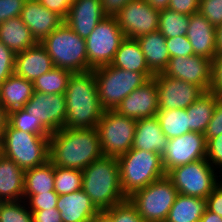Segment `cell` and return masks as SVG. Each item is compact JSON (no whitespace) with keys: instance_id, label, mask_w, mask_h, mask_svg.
<instances>
[{"instance_id":"obj_1","label":"cell","mask_w":222,"mask_h":222,"mask_svg":"<svg viewBox=\"0 0 222 222\" xmlns=\"http://www.w3.org/2000/svg\"><path fill=\"white\" fill-rule=\"evenodd\" d=\"M103 156L96 128H63L49 137V161L54 166L83 170Z\"/></svg>"},{"instance_id":"obj_2","label":"cell","mask_w":222,"mask_h":222,"mask_svg":"<svg viewBox=\"0 0 222 222\" xmlns=\"http://www.w3.org/2000/svg\"><path fill=\"white\" fill-rule=\"evenodd\" d=\"M65 128H96L104 109L102 108L94 69L72 73L65 91Z\"/></svg>"},{"instance_id":"obj_3","label":"cell","mask_w":222,"mask_h":222,"mask_svg":"<svg viewBox=\"0 0 222 222\" xmlns=\"http://www.w3.org/2000/svg\"><path fill=\"white\" fill-rule=\"evenodd\" d=\"M82 190L99 211H106L127 198L122 192L118 159L105 157L82 170Z\"/></svg>"},{"instance_id":"obj_4","label":"cell","mask_w":222,"mask_h":222,"mask_svg":"<svg viewBox=\"0 0 222 222\" xmlns=\"http://www.w3.org/2000/svg\"><path fill=\"white\" fill-rule=\"evenodd\" d=\"M50 135H38L13 128L7 123L0 140V153L24 171L49 160Z\"/></svg>"},{"instance_id":"obj_5","label":"cell","mask_w":222,"mask_h":222,"mask_svg":"<svg viewBox=\"0 0 222 222\" xmlns=\"http://www.w3.org/2000/svg\"><path fill=\"white\" fill-rule=\"evenodd\" d=\"M117 159L122 192L126 198L166 175L159 153L132 148Z\"/></svg>"},{"instance_id":"obj_6","label":"cell","mask_w":222,"mask_h":222,"mask_svg":"<svg viewBox=\"0 0 222 222\" xmlns=\"http://www.w3.org/2000/svg\"><path fill=\"white\" fill-rule=\"evenodd\" d=\"M52 59L54 67L84 72L93 68L88 63L86 41L63 22L40 42Z\"/></svg>"},{"instance_id":"obj_7","label":"cell","mask_w":222,"mask_h":222,"mask_svg":"<svg viewBox=\"0 0 222 222\" xmlns=\"http://www.w3.org/2000/svg\"><path fill=\"white\" fill-rule=\"evenodd\" d=\"M99 101L104 110H115L133 90L149 78L142 72H132L110 65L94 69Z\"/></svg>"},{"instance_id":"obj_8","label":"cell","mask_w":222,"mask_h":222,"mask_svg":"<svg viewBox=\"0 0 222 222\" xmlns=\"http://www.w3.org/2000/svg\"><path fill=\"white\" fill-rule=\"evenodd\" d=\"M177 195L172 180L165 175L136 191L128 199L144 222H165Z\"/></svg>"},{"instance_id":"obj_9","label":"cell","mask_w":222,"mask_h":222,"mask_svg":"<svg viewBox=\"0 0 222 222\" xmlns=\"http://www.w3.org/2000/svg\"><path fill=\"white\" fill-rule=\"evenodd\" d=\"M137 120L104 110L96 129L105 157L118 158L132 149Z\"/></svg>"},{"instance_id":"obj_10","label":"cell","mask_w":222,"mask_h":222,"mask_svg":"<svg viewBox=\"0 0 222 222\" xmlns=\"http://www.w3.org/2000/svg\"><path fill=\"white\" fill-rule=\"evenodd\" d=\"M215 171L205 158L177 166L166 175L172 180L178 193L206 199L221 183V176Z\"/></svg>"},{"instance_id":"obj_11","label":"cell","mask_w":222,"mask_h":222,"mask_svg":"<svg viewBox=\"0 0 222 222\" xmlns=\"http://www.w3.org/2000/svg\"><path fill=\"white\" fill-rule=\"evenodd\" d=\"M124 39L117 18L106 16L85 39L89 65L93 69L110 65Z\"/></svg>"},{"instance_id":"obj_12","label":"cell","mask_w":222,"mask_h":222,"mask_svg":"<svg viewBox=\"0 0 222 222\" xmlns=\"http://www.w3.org/2000/svg\"><path fill=\"white\" fill-rule=\"evenodd\" d=\"M159 12L145 0H132L115 17L125 38L137 39L158 30Z\"/></svg>"},{"instance_id":"obj_13","label":"cell","mask_w":222,"mask_h":222,"mask_svg":"<svg viewBox=\"0 0 222 222\" xmlns=\"http://www.w3.org/2000/svg\"><path fill=\"white\" fill-rule=\"evenodd\" d=\"M207 141L203 133L189 132L168 139L162 156V166L167 174L173 168L206 158Z\"/></svg>"},{"instance_id":"obj_14","label":"cell","mask_w":222,"mask_h":222,"mask_svg":"<svg viewBox=\"0 0 222 222\" xmlns=\"http://www.w3.org/2000/svg\"><path fill=\"white\" fill-rule=\"evenodd\" d=\"M157 83L159 110L187 109L205 91L198 85L170 78L163 73L154 75Z\"/></svg>"},{"instance_id":"obj_15","label":"cell","mask_w":222,"mask_h":222,"mask_svg":"<svg viewBox=\"0 0 222 222\" xmlns=\"http://www.w3.org/2000/svg\"><path fill=\"white\" fill-rule=\"evenodd\" d=\"M24 108L29 115L39 119L51 133L65 128L66 98L63 94L34 91Z\"/></svg>"},{"instance_id":"obj_16","label":"cell","mask_w":222,"mask_h":222,"mask_svg":"<svg viewBox=\"0 0 222 222\" xmlns=\"http://www.w3.org/2000/svg\"><path fill=\"white\" fill-rule=\"evenodd\" d=\"M212 60L199 55L171 57L163 74L210 90Z\"/></svg>"},{"instance_id":"obj_17","label":"cell","mask_w":222,"mask_h":222,"mask_svg":"<svg viewBox=\"0 0 222 222\" xmlns=\"http://www.w3.org/2000/svg\"><path fill=\"white\" fill-rule=\"evenodd\" d=\"M120 115L133 119L150 118L159 111L158 91L155 78L149 79L133 90L115 109Z\"/></svg>"},{"instance_id":"obj_18","label":"cell","mask_w":222,"mask_h":222,"mask_svg":"<svg viewBox=\"0 0 222 222\" xmlns=\"http://www.w3.org/2000/svg\"><path fill=\"white\" fill-rule=\"evenodd\" d=\"M105 17L100 0H74L64 22L86 39Z\"/></svg>"},{"instance_id":"obj_19","label":"cell","mask_w":222,"mask_h":222,"mask_svg":"<svg viewBox=\"0 0 222 222\" xmlns=\"http://www.w3.org/2000/svg\"><path fill=\"white\" fill-rule=\"evenodd\" d=\"M20 18L37 42H41L64 22L59 15L44 7L38 0H26Z\"/></svg>"},{"instance_id":"obj_20","label":"cell","mask_w":222,"mask_h":222,"mask_svg":"<svg viewBox=\"0 0 222 222\" xmlns=\"http://www.w3.org/2000/svg\"><path fill=\"white\" fill-rule=\"evenodd\" d=\"M194 55L203 56L212 60L217 54L216 27H214L201 13L190 15L187 29Z\"/></svg>"},{"instance_id":"obj_21","label":"cell","mask_w":222,"mask_h":222,"mask_svg":"<svg viewBox=\"0 0 222 222\" xmlns=\"http://www.w3.org/2000/svg\"><path fill=\"white\" fill-rule=\"evenodd\" d=\"M52 68V59L40 42L15 55L14 73L28 81L34 82Z\"/></svg>"},{"instance_id":"obj_22","label":"cell","mask_w":222,"mask_h":222,"mask_svg":"<svg viewBox=\"0 0 222 222\" xmlns=\"http://www.w3.org/2000/svg\"><path fill=\"white\" fill-rule=\"evenodd\" d=\"M56 209L62 222H92L100 212L82 189L59 195Z\"/></svg>"},{"instance_id":"obj_23","label":"cell","mask_w":222,"mask_h":222,"mask_svg":"<svg viewBox=\"0 0 222 222\" xmlns=\"http://www.w3.org/2000/svg\"><path fill=\"white\" fill-rule=\"evenodd\" d=\"M168 139L160 127L156 116L137 120L136 131L133 140V149L162 155L166 150Z\"/></svg>"},{"instance_id":"obj_24","label":"cell","mask_w":222,"mask_h":222,"mask_svg":"<svg viewBox=\"0 0 222 222\" xmlns=\"http://www.w3.org/2000/svg\"><path fill=\"white\" fill-rule=\"evenodd\" d=\"M33 94V82L15 73L0 85V103L7 113L24 108Z\"/></svg>"},{"instance_id":"obj_25","label":"cell","mask_w":222,"mask_h":222,"mask_svg":"<svg viewBox=\"0 0 222 222\" xmlns=\"http://www.w3.org/2000/svg\"><path fill=\"white\" fill-rule=\"evenodd\" d=\"M144 54L147 67L155 75L166 69L170 55L166 46V38L156 30L137 38Z\"/></svg>"},{"instance_id":"obj_26","label":"cell","mask_w":222,"mask_h":222,"mask_svg":"<svg viewBox=\"0 0 222 222\" xmlns=\"http://www.w3.org/2000/svg\"><path fill=\"white\" fill-rule=\"evenodd\" d=\"M25 171L0 153V201L22 200Z\"/></svg>"},{"instance_id":"obj_27","label":"cell","mask_w":222,"mask_h":222,"mask_svg":"<svg viewBox=\"0 0 222 222\" xmlns=\"http://www.w3.org/2000/svg\"><path fill=\"white\" fill-rule=\"evenodd\" d=\"M111 65L132 72H142L149 79L154 74L149 70L137 39L125 38L118 48Z\"/></svg>"},{"instance_id":"obj_28","label":"cell","mask_w":222,"mask_h":222,"mask_svg":"<svg viewBox=\"0 0 222 222\" xmlns=\"http://www.w3.org/2000/svg\"><path fill=\"white\" fill-rule=\"evenodd\" d=\"M0 41L15 54L37 43L20 17L8 19L0 24Z\"/></svg>"},{"instance_id":"obj_29","label":"cell","mask_w":222,"mask_h":222,"mask_svg":"<svg viewBox=\"0 0 222 222\" xmlns=\"http://www.w3.org/2000/svg\"><path fill=\"white\" fill-rule=\"evenodd\" d=\"M207 200L178 193L165 222H199Z\"/></svg>"},{"instance_id":"obj_30","label":"cell","mask_w":222,"mask_h":222,"mask_svg":"<svg viewBox=\"0 0 222 222\" xmlns=\"http://www.w3.org/2000/svg\"><path fill=\"white\" fill-rule=\"evenodd\" d=\"M219 97L215 93L207 91L186 109L189 115V129L191 132L204 134Z\"/></svg>"},{"instance_id":"obj_31","label":"cell","mask_w":222,"mask_h":222,"mask_svg":"<svg viewBox=\"0 0 222 222\" xmlns=\"http://www.w3.org/2000/svg\"><path fill=\"white\" fill-rule=\"evenodd\" d=\"M54 178V165L49 160L41 166L25 170L24 195L55 191Z\"/></svg>"},{"instance_id":"obj_32","label":"cell","mask_w":222,"mask_h":222,"mask_svg":"<svg viewBox=\"0 0 222 222\" xmlns=\"http://www.w3.org/2000/svg\"><path fill=\"white\" fill-rule=\"evenodd\" d=\"M156 117L167 139L191 132L189 129V115L186 109L159 110Z\"/></svg>"},{"instance_id":"obj_33","label":"cell","mask_w":222,"mask_h":222,"mask_svg":"<svg viewBox=\"0 0 222 222\" xmlns=\"http://www.w3.org/2000/svg\"><path fill=\"white\" fill-rule=\"evenodd\" d=\"M72 72L59 67H54L47 73L38 77L34 82V91L45 94H63Z\"/></svg>"},{"instance_id":"obj_34","label":"cell","mask_w":222,"mask_h":222,"mask_svg":"<svg viewBox=\"0 0 222 222\" xmlns=\"http://www.w3.org/2000/svg\"><path fill=\"white\" fill-rule=\"evenodd\" d=\"M190 16L169 8L159 12L158 30L167 38L186 36Z\"/></svg>"},{"instance_id":"obj_35","label":"cell","mask_w":222,"mask_h":222,"mask_svg":"<svg viewBox=\"0 0 222 222\" xmlns=\"http://www.w3.org/2000/svg\"><path fill=\"white\" fill-rule=\"evenodd\" d=\"M54 189L58 195L70 194L82 189V170L54 166Z\"/></svg>"},{"instance_id":"obj_36","label":"cell","mask_w":222,"mask_h":222,"mask_svg":"<svg viewBox=\"0 0 222 222\" xmlns=\"http://www.w3.org/2000/svg\"><path fill=\"white\" fill-rule=\"evenodd\" d=\"M8 123L15 129L38 135H51L52 133L40 122L39 119L28 114L25 108L8 113Z\"/></svg>"},{"instance_id":"obj_37","label":"cell","mask_w":222,"mask_h":222,"mask_svg":"<svg viewBox=\"0 0 222 222\" xmlns=\"http://www.w3.org/2000/svg\"><path fill=\"white\" fill-rule=\"evenodd\" d=\"M0 222H33L32 212L24 199L0 201Z\"/></svg>"},{"instance_id":"obj_38","label":"cell","mask_w":222,"mask_h":222,"mask_svg":"<svg viewBox=\"0 0 222 222\" xmlns=\"http://www.w3.org/2000/svg\"><path fill=\"white\" fill-rule=\"evenodd\" d=\"M106 212L114 219V222H144L128 198Z\"/></svg>"},{"instance_id":"obj_39","label":"cell","mask_w":222,"mask_h":222,"mask_svg":"<svg viewBox=\"0 0 222 222\" xmlns=\"http://www.w3.org/2000/svg\"><path fill=\"white\" fill-rule=\"evenodd\" d=\"M58 197L59 195L55 191L35 195H23V199L30 211L56 209Z\"/></svg>"},{"instance_id":"obj_40","label":"cell","mask_w":222,"mask_h":222,"mask_svg":"<svg viewBox=\"0 0 222 222\" xmlns=\"http://www.w3.org/2000/svg\"><path fill=\"white\" fill-rule=\"evenodd\" d=\"M199 13L217 28L222 23V0H200Z\"/></svg>"},{"instance_id":"obj_41","label":"cell","mask_w":222,"mask_h":222,"mask_svg":"<svg viewBox=\"0 0 222 222\" xmlns=\"http://www.w3.org/2000/svg\"><path fill=\"white\" fill-rule=\"evenodd\" d=\"M206 159L219 174L222 172V134L207 140Z\"/></svg>"},{"instance_id":"obj_42","label":"cell","mask_w":222,"mask_h":222,"mask_svg":"<svg viewBox=\"0 0 222 222\" xmlns=\"http://www.w3.org/2000/svg\"><path fill=\"white\" fill-rule=\"evenodd\" d=\"M166 46L171 57L194 55L192 45L187 36H177L166 39Z\"/></svg>"},{"instance_id":"obj_43","label":"cell","mask_w":222,"mask_h":222,"mask_svg":"<svg viewBox=\"0 0 222 222\" xmlns=\"http://www.w3.org/2000/svg\"><path fill=\"white\" fill-rule=\"evenodd\" d=\"M15 55L12 50L0 41V85L14 74Z\"/></svg>"},{"instance_id":"obj_44","label":"cell","mask_w":222,"mask_h":222,"mask_svg":"<svg viewBox=\"0 0 222 222\" xmlns=\"http://www.w3.org/2000/svg\"><path fill=\"white\" fill-rule=\"evenodd\" d=\"M26 0H0V24L8 19L20 17Z\"/></svg>"},{"instance_id":"obj_45","label":"cell","mask_w":222,"mask_h":222,"mask_svg":"<svg viewBox=\"0 0 222 222\" xmlns=\"http://www.w3.org/2000/svg\"><path fill=\"white\" fill-rule=\"evenodd\" d=\"M222 134V96L219 97L204 136L206 141Z\"/></svg>"},{"instance_id":"obj_46","label":"cell","mask_w":222,"mask_h":222,"mask_svg":"<svg viewBox=\"0 0 222 222\" xmlns=\"http://www.w3.org/2000/svg\"><path fill=\"white\" fill-rule=\"evenodd\" d=\"M210 92L222 96V53L212 59Z\"/></svg>"},{"instance_id":"obj_47","label":"cell","mask_w":222,"mask_h":222,"mask_svg":"<svg viewBox=\"0 0 222 222\" xmlns=\"http://www.w3.org/2000/svg\"><path fill=\"white\" fill-rule=\"evenodd\" d=\"M200 0H170L168 8L185 15L199 12Z\"/></svg>"},{"instance_id":"obj_48","label":"cell","mask_w":222,"mask_h":222,"mask_svg":"<svg viewBox=\"0 0 222 222\" xmlns=\"http://www.w3.org/2000/svg\"><path fill=\"white\" fill-rule=\"evenodd\" d=\"M44 7L59 15L63 20L66 18L73 0H38Z\"/></svg>"},{"instance_id":"obj_49","label":"cell","mask_w":222,"mask_h":222,"mask_svg":"<svg viewBox=\"0 0 222 222\" xmlns=\"http://www.w3.org/2000/svg\"><path fill=\"white\" fill-rule=\"evenodd\" d=\"M207 209L222 217V183H220L206 198Z\"/></svg>"},{"instance_id":"obj_50","label":"cell","mask_w":222,"mask_h":222,"mask_svg":"<svg viewBox=\"0 0 222 222\" xmlns=\"http://www.w3.org/2000/svg\"><path fill=\"white\" fill-rule=\"evenodd\" d=\"M31 212L33 222H62L60 213L57 209H47Z\"/></svg>"},{"instance_id":"obj_51","label":"cell","mask_w":222,"mask_h":222,"mask_svg":"<svg viewBox=\"0 0 222 222\" xmlns=\"http://www.w3.org/2000/svg\"><path fill=\"white\" fill-rule=\"evenodd\" d=\"M106 16L115 17L119 11L132 0H100Z\"/></svg>"},{"instance_id":"obj_52","label":"cell","mask_w":222,"mask_h":222,"mask_svg":"<svg viewBox=\"0 0 222 222\" xmlns=\"http://www.w3.org/2000/svg\"><path fill=\"white\" fill-rule=\"evenodd\" d=\"M199 222H222V217L206 209Z\"/></svg>"},{"instance_id":"obj_53","label":"cell","mask_w":222,"mask_h":222,"mask_svg":"<svg viewBox=\"0 0 222 222\" xmlns=\"http://www.w3.org/2000/svg\"><path fill=\"white\" fill-rule=\"evenodd\" d=\"M150 6L162 11L168 8L170 0H145Z\"/></svg>"},{"instance_id":"obj_54","label":"cell","mask_w":222,"mask_h":222,"mask_svg":"<svg viewBox=\"0 0 222 222\" xmlns=\"http://www.w3.org/2000/svg\"><path fill=\"white\" fill-rule=\"evenodd\" d=\"M8 123V113L4 110L0 103V140L2 138L5 127Z\"/></svg>"},{"instance_id":"obj_55","label":"cell","mask_w":222,"mask_h":222,"mask_svg":"<svg viewBox=\"0 0 222 222\" xmlns=\"http://www.w3.org/2000/svg\"><path fill=\"white\" fill-rule=\"evenodd\" d=\"M92 222H114V219L106 211H100Z\"/></svg>"},{"instance_id":"obj_56","label":"cell","mask_w":222,"mask_h":222,"mask_svg":"<svg viewBox=\"0 0 222 222\" xmlns=\"http://www.w3.org/2000/svg\"><path fill=\"white\" fill-rule=\"evenodd\" d=\"M216 48L217 54L222 53V23L216 28Z\"/></svg>"}]
</instances>
